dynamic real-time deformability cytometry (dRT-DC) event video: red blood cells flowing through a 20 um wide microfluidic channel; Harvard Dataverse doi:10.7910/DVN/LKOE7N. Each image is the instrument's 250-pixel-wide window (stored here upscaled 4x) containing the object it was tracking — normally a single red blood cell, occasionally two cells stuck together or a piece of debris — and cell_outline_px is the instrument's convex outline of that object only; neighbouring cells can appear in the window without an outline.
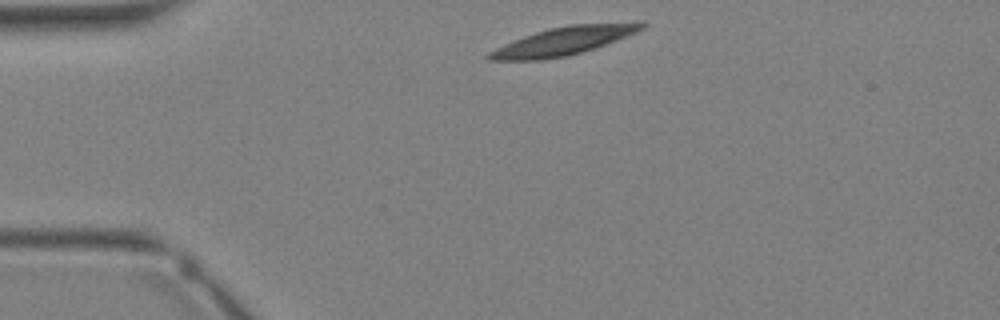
{"species": "Egyptian fruit bat (a non-hibernating species)", "species_latin": "Rousettus aegyptiacus", "temperature_condition": "warm", "stored_images_in_passage": 28, "camera_frame_rate_fps": 3000, "um_per_image_px": 0.085, "animal": {"sex": "female"}, "frame": {"image": 1, "passage_image": 1, "time_ms": 0.0, "image_size_px": [1000, 320], "cell_outline_px": [[648, 24], [644, 28], [636, 32], [616, 40], [568, 56], [544, 60], [488, 60], [484, 56], [488, 52], [512, 40], [536, 32], [552, 28], [572, 24], [644, 20]], "centroid_in_image_um": [47.95, 3.46], "position_along_channel_um": 37.0, "area_um2": 25.26}}
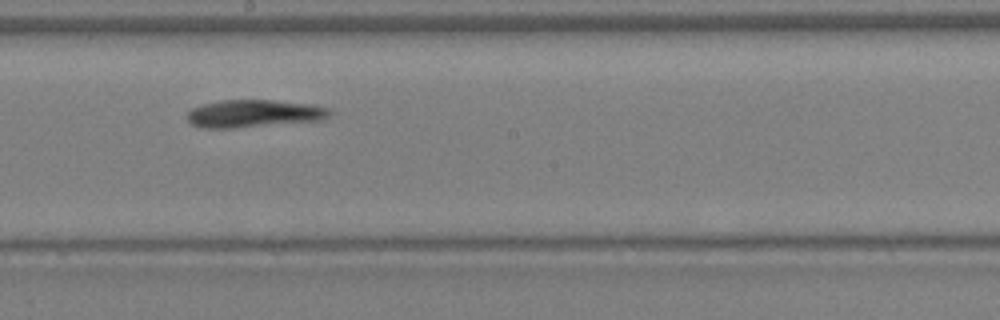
{"frame": {"image": 2, "passage_image": 13, "time_ms": 4.0, "image_size_px": [1000, 320], "cell_outline_px": [[332, 116], [324, 120], [236, 128], [200, 128], [192, 124], [188, 120], [188, 112], [192, 108], [200, 104], [220, 100], [272, 100], [316, 104], [328, 108], [332, 112]], "centroid_in_image_um": [21.63, 9.65], "position_along_channel_um": 226.6, "area_um2": 23.35}}
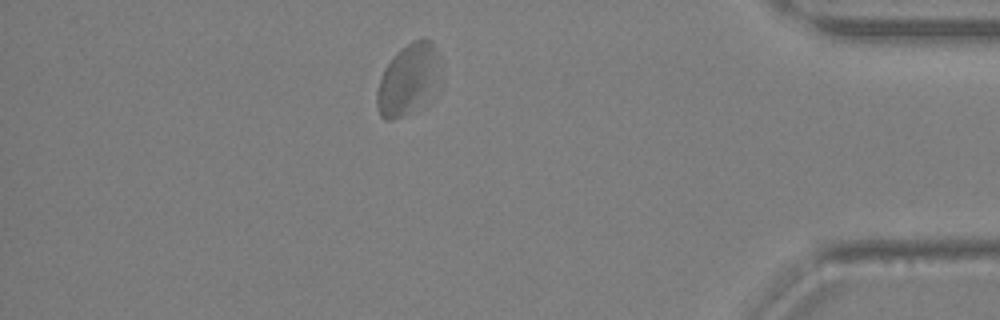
{"frame": {"image": 3, "passage_image": 24, "time_ms": 7.667, "image_size_px": [1000, 320], "cell_outline_px": [[440, 56], [424, 88], [404, 116], [392, 120], [384, 120], [380, 116], [376, 108], [376, 92], [384, 68], [396, 52], [412, 40], [424, 36], [432, 40]], "centroid_in_image_um": [34.47, 6.61], "position_along_channel_um": 400.7, "area_um2": 23.47}}